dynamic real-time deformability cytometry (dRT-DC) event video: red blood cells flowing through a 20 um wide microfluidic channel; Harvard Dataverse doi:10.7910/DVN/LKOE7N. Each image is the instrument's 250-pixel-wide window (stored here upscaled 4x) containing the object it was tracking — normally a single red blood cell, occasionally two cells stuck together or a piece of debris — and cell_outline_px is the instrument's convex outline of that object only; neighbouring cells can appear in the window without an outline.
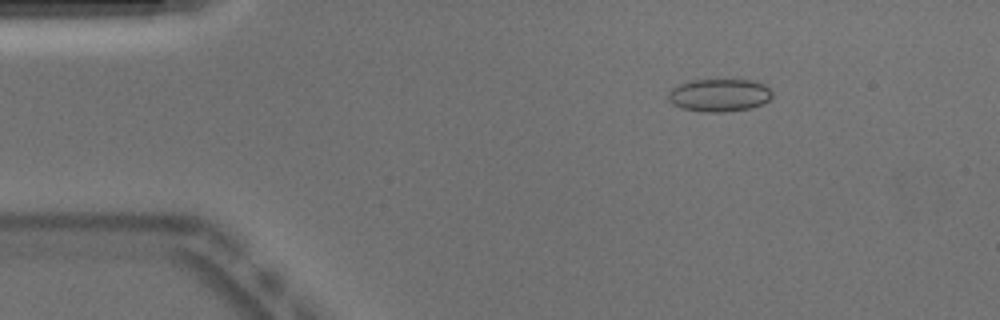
{"species": "Egyptian fruit bat (a non-hibernating species)", "species_latin": "Rousettus aegyptiacus", "temperature_condition": "warm", "stored_images_in_passage": 47, "camera_frame_rate_fps": 3000, "um_per_image_px": 0.085, "animal": {"sex": "male"}, "frame": {"image": 1, "passage_image": 4, "time_ms": 1.0, "image_size_px": [1000, 320], "cell_outline_px": [[772, 96], [768, 100], [752, 108], [720, 112], [704, 112], [680, 108], [672, 104], [668, 100], [668, 92], [672, 88], [680, 84], [692, 80], [752, 80], [764, 84], [772, 92]], "centroid_in_image_um": [61.11, 8.09], "position_along_channel_um": 23.9, "area_um2": 19.83}}
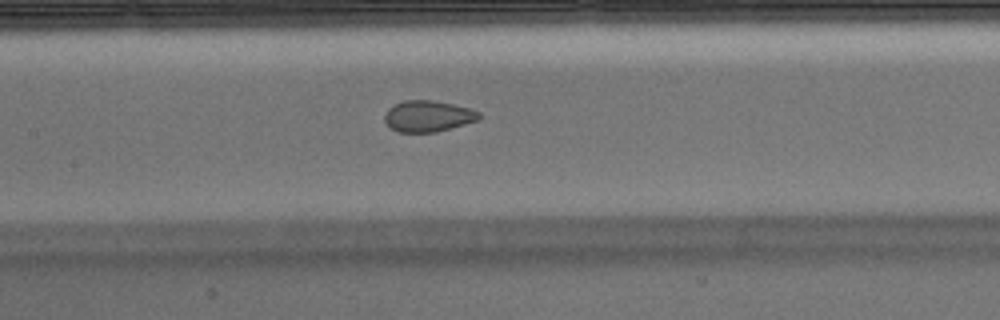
{"frame": {"image": 2, "passage_image": 20, "time_ms": 6.333, "image_size_px": [1000, 320], "cell_outline_px": [[480, 120], [436, 132], [396, 132], [384, 120], [384, 116], [388, 108], [404, 100], [432, 100], [452, 104], [468, 108], [480, 112]], "centroid_in_image_um": [36.38, 9.88], "position_along_channel_um": 171.0, "area_um2": 17.11}}
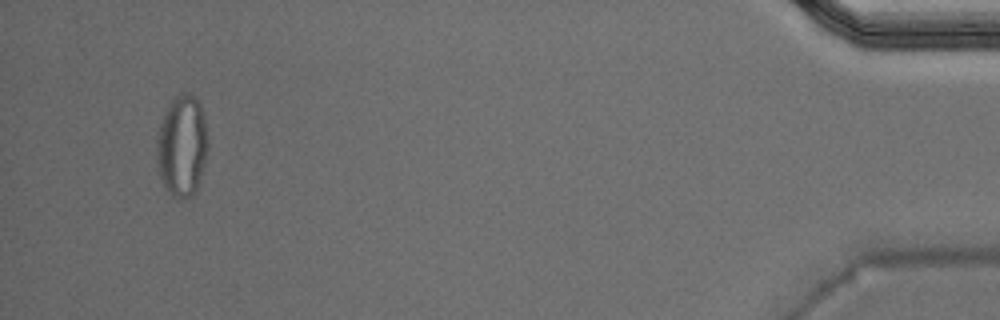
{"frame": {"image": 3, "passage_image": 45, "time_ms": 14.667, "image_size_px": [1000, 320], "cell_outline_px": [[208, 148], [200, 180], [196, 192], [192, 196], [172, 196], [164, 184], [156, 168], [156, 136], [160, 120], [168, 104], [180, 92], [188, 92], [196, 96], [200, 104], [204, 116], [208, 136]], "centroid_in_image_um": [15.46, 12.34], "position_along_channel_um": 419.7, "area_um2": 30.81}, "authors_computed_cell_mechanics": {"area_um2": 19.4786, "velocity_mm_per_s": 3.9314, "shape_relaxation_time_tau1_ms": null, "shape_relaxation_time_tau2_ms": 0.8938, "deformation_change_tau1": null, "deformation_change_tau2": 0.0473}}